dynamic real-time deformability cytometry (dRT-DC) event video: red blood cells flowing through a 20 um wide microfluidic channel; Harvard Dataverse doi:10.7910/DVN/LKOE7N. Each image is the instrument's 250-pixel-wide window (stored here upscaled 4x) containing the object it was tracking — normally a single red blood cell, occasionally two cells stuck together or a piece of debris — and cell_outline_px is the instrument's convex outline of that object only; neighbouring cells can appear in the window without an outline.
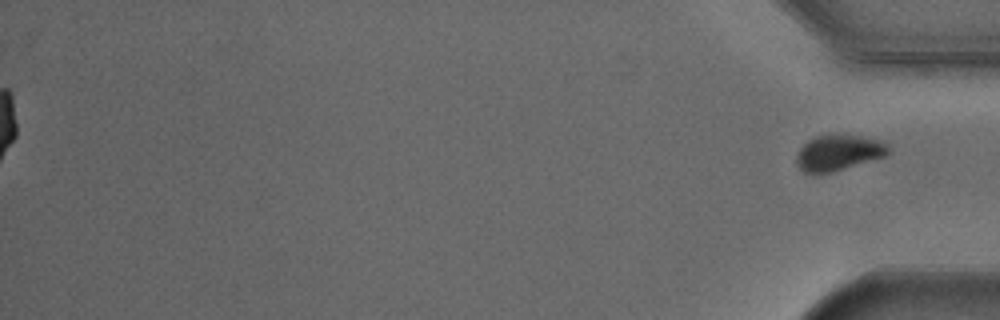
{"species": "Egyptian fruit bat (a non-hibernating species)", "species_latin": "Rousettus aegyptiacus", "temperature_condition": "cold", "stored_images_in_passage": 55, "segment_of_instrument_passage": [2, 2], "camera_frame_rate_fps": 3000, "um_per_image_px": 0.085, "animal": {"sex": "male"}, "frame": {"image": 1, "passage_image": 55, "time_ms": 18.0, "image_size_px": [1000, 320], "cell_outline_px": [[888, 152], [884, 156], [832, 172], [816, 176], [804, 172], [796, 164], [796, 156], [800, 148], [808, 140], [816, 136], [832, 132], [860, 136], [884, 140], [888, 144]], "centroid_in_image_um": [71.23, 12.96], "position_along_channel_um": 364.0, "area_um2": 19.65}}